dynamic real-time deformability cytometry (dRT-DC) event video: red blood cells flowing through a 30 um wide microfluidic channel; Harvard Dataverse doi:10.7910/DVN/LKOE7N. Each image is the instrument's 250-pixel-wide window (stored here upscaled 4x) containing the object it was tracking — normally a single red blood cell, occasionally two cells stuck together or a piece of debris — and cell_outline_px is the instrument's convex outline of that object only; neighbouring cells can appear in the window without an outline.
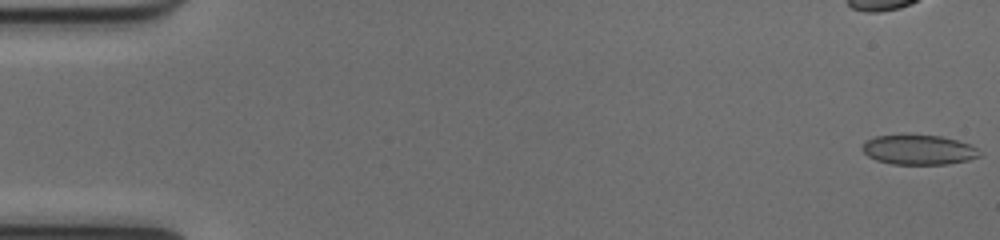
{"species": "common noctule bat (a hibernating species)", "species_latin": "Nyctalus noctula", "temperature_condition": "cold", "stored_images_in_passage": 52, "camera_frame_rate_fps": 3000, "um_per_image_px": 0.085, "animal": {"sex": "female", "body_mass_g": 17.0, "forearm_length_mm": 48.0}, "frame": {"image": 1, "passage_image": 1, "time_ms": 0.0, "image_size_px": [1000, 240], "cell_outline_px": [[980, 156], [968, 160], [944, 164], [892, 164], [876, 160], [868, 156], [864, 152], [864, 144], [868, 140], [876, 136], [940, 136], [956, 140], [968, 144], [976, 148]], "centroid_in_image_um": [78.09, 12.75], "position_along_channel_um": 6.9, "area_um2": 19.65}}